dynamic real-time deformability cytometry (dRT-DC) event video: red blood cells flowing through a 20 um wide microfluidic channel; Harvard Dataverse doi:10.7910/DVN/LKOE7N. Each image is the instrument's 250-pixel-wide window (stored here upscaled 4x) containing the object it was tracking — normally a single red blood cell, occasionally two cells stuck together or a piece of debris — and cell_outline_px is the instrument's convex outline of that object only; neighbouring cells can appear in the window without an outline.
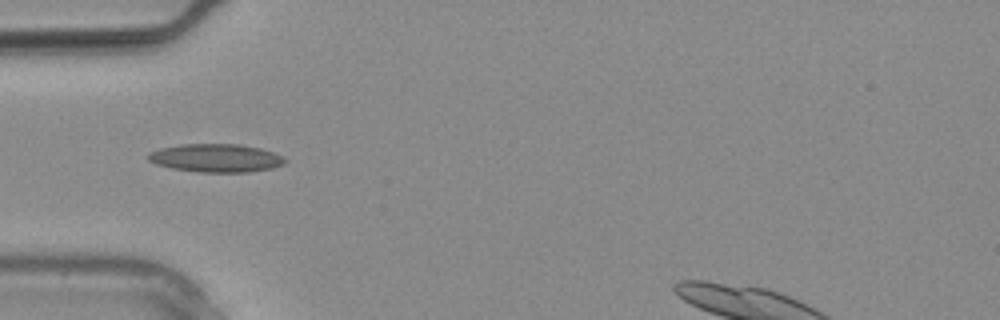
{"species": "common noctule bat (a hibernating species)", "species_latin": "Nyctalus noctula", "temperature_condition": "warm", "stored_images_in_passage": 12, "camera_frame_rate_fps": 3000, "um_per_image_px": 0.085, "animal": {"sex": "male", "body_mass_g": 20.4}, "frame": {"image": 1, "passage_image": 9, "time_ms": 2.667, "image_size_px": [1000, 320], "cell_outline_px": [[288, 160], [284, 164], [272, 168], [248, 172], [196, 172], [172, 168], [156, 164], [148, 160], [144, 156], [148, 152], [160, 148], [180, 144], [236, 144], [260, 148], [284, 156]], "centroid_in_image_um": [18.33, 13.43], "position_along_channel_um": 66.7, "area_um2": 22.72}}